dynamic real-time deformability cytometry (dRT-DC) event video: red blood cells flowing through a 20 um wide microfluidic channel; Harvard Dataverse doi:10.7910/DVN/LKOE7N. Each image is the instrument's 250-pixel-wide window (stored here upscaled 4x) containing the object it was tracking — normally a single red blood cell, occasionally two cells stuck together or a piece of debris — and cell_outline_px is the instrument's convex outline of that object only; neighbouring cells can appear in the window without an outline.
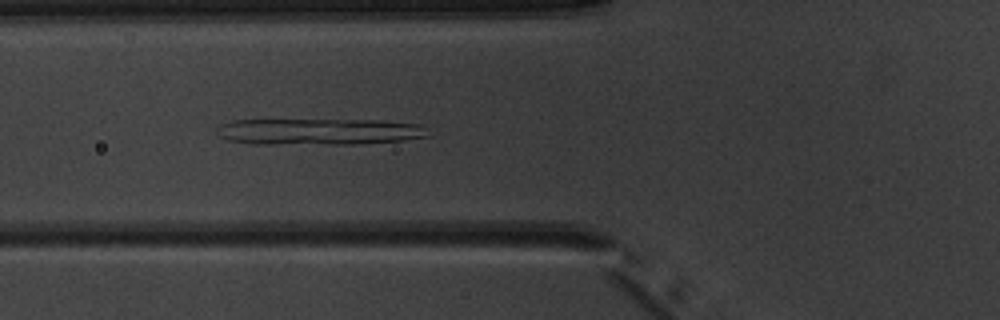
{"species": "common noctule bat (a hibernating species)", "species_latin": "Nyctalus noctula", "temperature_condition": "warm", "stored_images_in_passage": 7, "camera_frame_rate_fps": 3000, "um_per_image_px": 0.085, "animal": {"sex": "male", "body_mass_g": 20.1, "forearm_length_mm": 53.5}, "frame": {"image": 1, "passage_image": 6, "time_ms": 6.0, "image_size_px": [1000, 320], "cell_outline_px": [[428, 136], [404, 140], [356, 144], [256, 144], [228, 140], [220, 136], [216, 132], [216, 128], [220, 124], [232, 120], [384, 120], [424, 124]], "centroid_in_image_um": [27.13, 11.18], "position_along_channel_um": 98.7, "area_um2": 32.77}}